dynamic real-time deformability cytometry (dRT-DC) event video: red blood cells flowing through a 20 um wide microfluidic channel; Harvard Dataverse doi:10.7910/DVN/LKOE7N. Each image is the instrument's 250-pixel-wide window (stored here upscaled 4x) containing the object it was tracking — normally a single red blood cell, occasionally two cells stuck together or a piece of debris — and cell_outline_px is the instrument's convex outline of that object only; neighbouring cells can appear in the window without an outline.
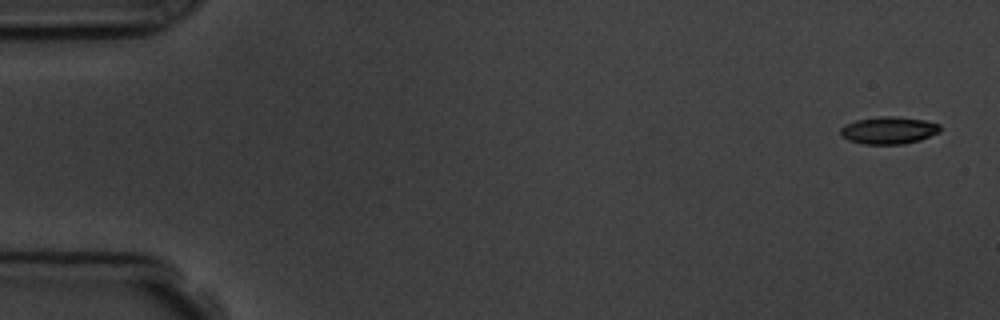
{"species": "common noctule bat (a hibernating species)", "species_latin": "Nyctalus noctula", "temperature_condition": "room temperature", "stored_images_in_passage": 5, "camera_frame_rate_fps": 3000, "um_per_image_px": 0.085, "animal": {"sex": "male", "body_mass_g": 19.5, "forearm_length_mm": 54.6}, "frame": {"image": 1, "passage_image": 1, "time_ms": 0.0, "image_size_px": [1000, 320], "cell_outline_px": [[940, 132], [920, 140], [904, 144], [864, 144], [848, 140], [840, 136], [840, 128], [856, 120], [880, 116], [892, 116], [924, 120], [940, 124]], "centroid_in_image_um": [75.54, 11.08], "position_along_channel_um": 9.5, "area_um2": 15.84}}
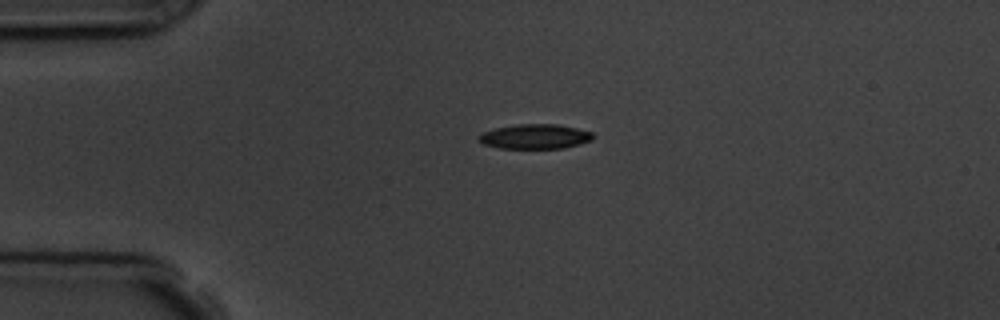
{"frame": {"image": 2, "passage_image": 4, "time_ms": 3.667, "image_size_px": [1000, 320], "cell_outline_px": [[596, 136], [592, 140], [580, 144], [564, 148], [500, 148], [484, 144], [476, 140], [476, 136], [484, 132], [496, 128], [516, 124], [556, 124], [576, 128], [592, 132]], "centroid_in_image_um": [45.48, 11.6], "position_along_channel_um": 39.5, "area_um2": 16.53}}